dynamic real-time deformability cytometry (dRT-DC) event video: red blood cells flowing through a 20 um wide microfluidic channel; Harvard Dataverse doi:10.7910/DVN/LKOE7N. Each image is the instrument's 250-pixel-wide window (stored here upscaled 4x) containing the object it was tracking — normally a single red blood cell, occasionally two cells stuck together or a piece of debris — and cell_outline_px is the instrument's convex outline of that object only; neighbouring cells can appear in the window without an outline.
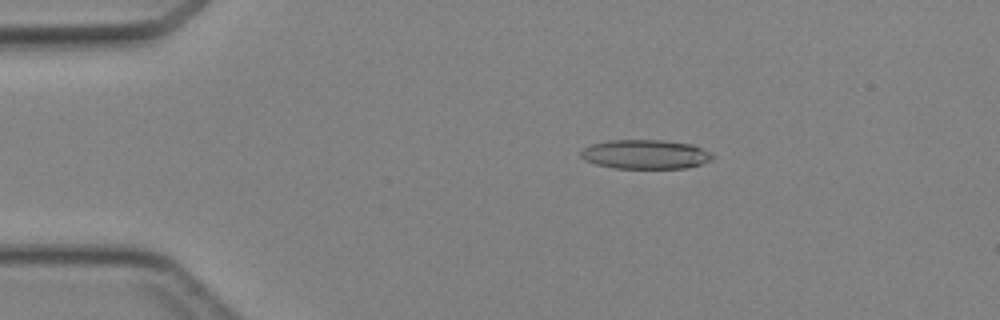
{"species": "Egyptian fruit bat (a non-hibernating species)", "species_latin": "Rousettus aegyptiacus", "temperature_condition": "cold", "stored_images_in_passage": 40, "camera_frame_rate_fps": 3000, "um_per_image_px": 0.085, "animal": {"sex": "female"}, "frame": {"image": 1, "passage_image": 3, "time_ms": 0.667, "image_size_px": [1000, 320], "cell_outline_px": [[716, 156], [712, 160], [688, 168], [616, 168], [596, 164], [584, 160], [580, 156], [580, 152], [584, 148], [592, 144], [608, 140], [664, 140], [692, 144], [712, 152]], "centroid_in_image_um": [54.9, 13.11], "position_along_channel_um": 30.1, "area_um2": 22.6}}
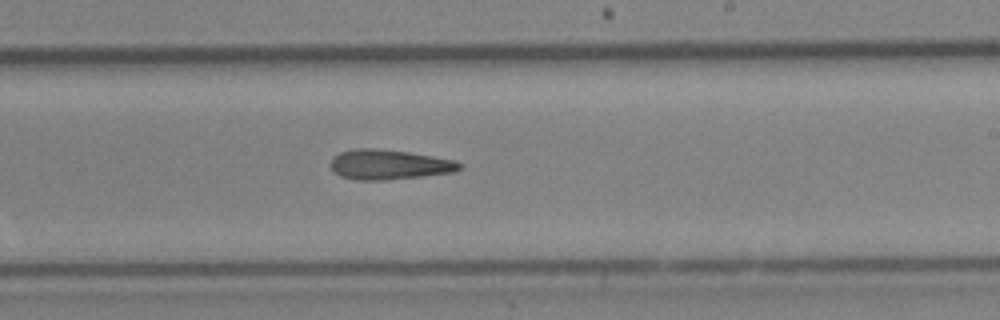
{"frame": {"image": 2, "passage_image": 22, "time_ms": 7.0, "image_size_px": [1000, 320], "cell_outline_px": [[460, 168], [452, 172], [388, 180], [356, 180], [340, 176], [332, 168], [332, 160], [340, 152], [360, 148], [372, 148], [408, 152], [456, 160], [460, 164]], "centroid_in_image_um": [33.07, 13.99], "position_along_channel_um": 255.9, "area_um2": 22.02}}
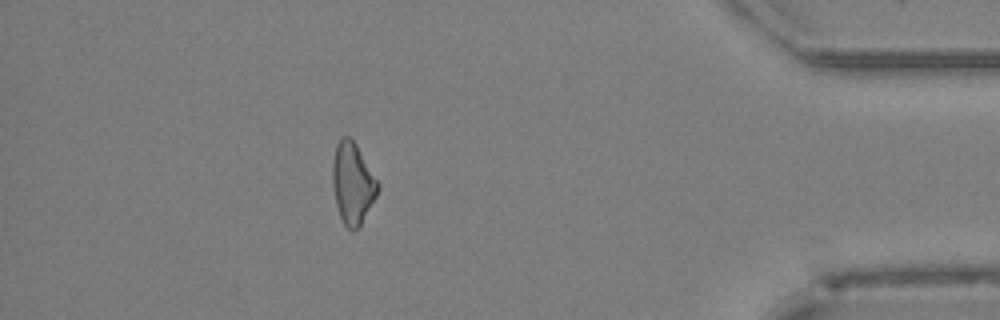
{"frame": {"image": 3, "passage_image": 35, "time_ms": 11.333, "image_size_px": [1000, 320], "cell_outline_px": [[380, 188], [360, 228], [352, 232], [344, 224], [340, 216], [336, 204], [332, 184], [332, 164], [336, 144], [340, 136], [348, 136], [356, 144], [380, 184]], "centroid_in_image_um": [29.97, 15.6], "position_along_channel_um": 405.2, "area_um2": 21.68}}